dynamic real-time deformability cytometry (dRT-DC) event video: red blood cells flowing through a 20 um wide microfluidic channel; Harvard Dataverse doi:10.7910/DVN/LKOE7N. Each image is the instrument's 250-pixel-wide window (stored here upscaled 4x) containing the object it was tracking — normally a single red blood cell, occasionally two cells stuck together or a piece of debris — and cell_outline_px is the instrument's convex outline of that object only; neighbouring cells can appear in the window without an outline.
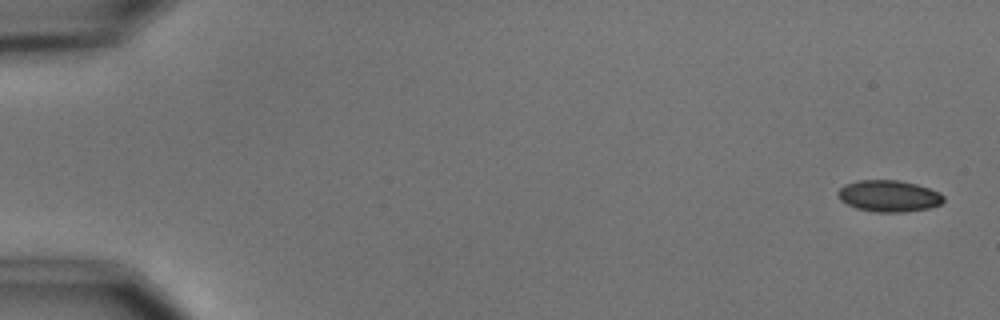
{"species": "common noctule bat (a hibernating species)", "species_latin": "Nyctalus noctula", "temperature_condition": "cold", "stored_images_in_passage": 5, "camera_frame_rate_fps": 3000, "um_per_image_px": 0.085, "animal": {"sex": "male", "body_mass_g": 15.6}, "frame": {"image": 1, "passage_image": 1, "time_ms": 0.0, "image_size_px": [1000, 320], "cell_outline_px": [[944, 200], [940, 204], [928, 208], [904, 212], [876, 212], [856, 208], [840, 200], [836, 192], [844, 184], [856, 180], [900, 180], [916, 184], [940, 192], [944, 196]], "centroid_in_image_um": [75.53, 16.65], "position_along_channel_um": 9.5, "area_um2": 19.48}}
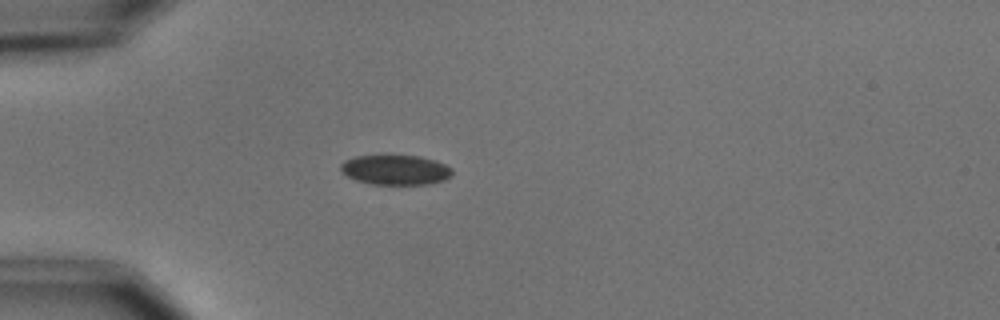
{"frame": {"image": 2, "passage_image": 5, "time_ms": 4.667, "image_size_px": [1000, 320], "cell_outline_px": [[452, 176], [444, 180], [428, 184], [372, 184], [356, 180], [340, 172], [340, 164], [344, 160], [356, 156], [420, 156], [436, 160], [452, 168]], "centroid_in_image_um": [33.61, 14.44], "position_along_channel_um": 51.4, "area_um2": 19.42}}